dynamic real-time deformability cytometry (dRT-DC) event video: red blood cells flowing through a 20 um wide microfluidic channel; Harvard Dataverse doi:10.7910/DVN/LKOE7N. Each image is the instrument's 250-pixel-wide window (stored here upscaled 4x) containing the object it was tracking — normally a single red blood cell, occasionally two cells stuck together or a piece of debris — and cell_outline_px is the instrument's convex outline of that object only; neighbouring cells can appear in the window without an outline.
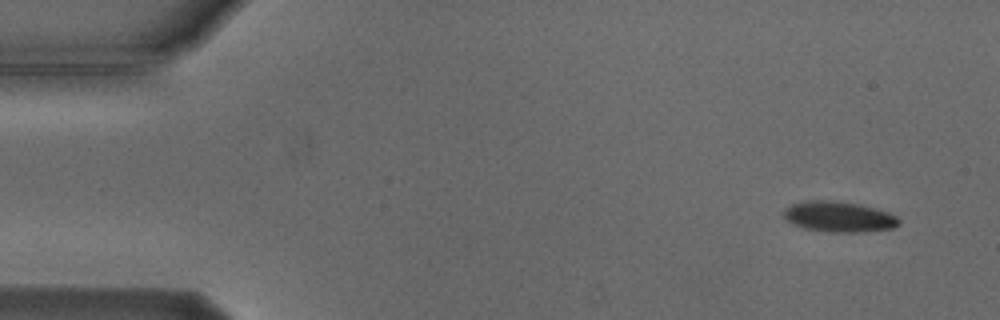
{"species": "Egyptian fruit bat (a non-hibernating species)", "species_latin": "Rousettus aegyptiacus", "temperature_condition": "cold", "stored_images_in_passage": 4, "camera_frame_rate_fps": 3000, "um_per_image_px": 0.085, "animal": {"sex": "male"}, "frame": {"image": 1, "passage_image": 1, "time_ms": 0.0, "image_size_px": [1000, 320], "cell_outline_px": [[900, 224], [892, 228], [864, 232], [832, 232], [804, 228], [788, 220], [784, 216], [784, 212], [792, 204], [812, 200], [828, 200], [860, 204], [888, 212], [896, 216], [900, 220]], "centroid_in_image_um": [71.37, 18.42], "position_along_channel_um": 13.6, "area_um2": 20.17}}
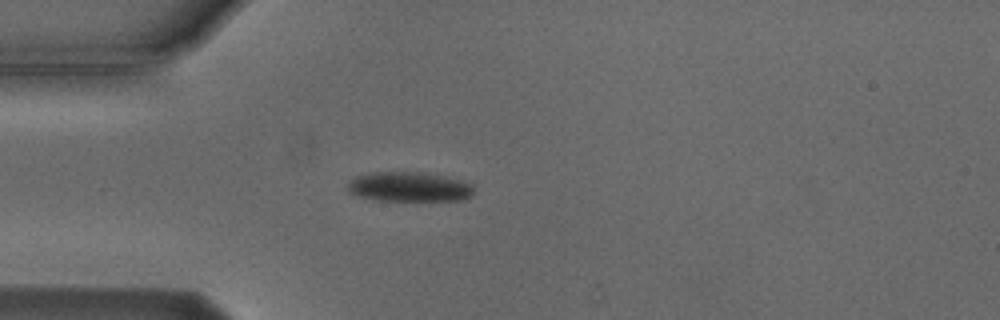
{"frame": {"image": 2, "passage_image": 4, "time_ms": 3.667, "image_size_px": [1000, 320], "cell_outline_px": [[476, 192], [472, 196], [464, 200], [376, 200], [356, 196], [348, 192], [348, 184], [356, 176], [372, 172], [424, 172], [444, 176], [460, 180], [472, 184]], "centroid_in_image_um": [34.81, 15.88], "position_along_channel_um": 50.2, "area_um2": 21.96}}